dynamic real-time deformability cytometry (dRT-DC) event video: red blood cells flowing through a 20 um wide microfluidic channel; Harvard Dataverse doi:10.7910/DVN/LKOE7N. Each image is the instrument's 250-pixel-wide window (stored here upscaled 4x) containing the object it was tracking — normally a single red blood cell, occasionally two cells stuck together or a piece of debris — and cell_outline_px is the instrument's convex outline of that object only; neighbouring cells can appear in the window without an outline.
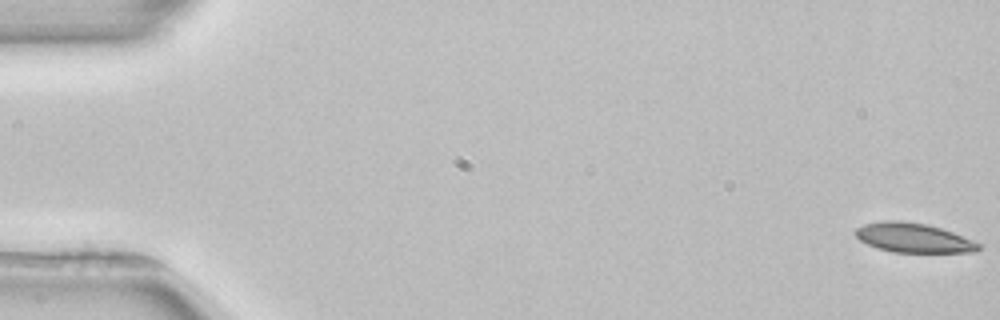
{"species": "common noctule bat (a hibernating species)", "species_latin": "Nyctalus noctula", "temperature_condition": "room temperature", "stored_images_in_passage": 54, "camera_frame_rate_fps": 3000, "um_per_image_px": 0.085, "animal": {"sex": "female", "body_mass_g": 22.7, "forearm_length_mm": 54.2}, "frame": {"image": 1, "passage_image": 1, "time_ms": 0.0, "image_size_px": [1000, 320], "cell_outline_px": [[980, 248], [976, 252], [892, 252], [876, 248], [860, 240], [856, 236], [856, 228], [864, 224], [884, 220], [900, 220], [924, 224], [940, 228], [952, 232], [980, 244]], "centroid_in_image_um": [77.61, 20.21], "position_along_channel_um": 7.4, "area_um2": 20.87}}
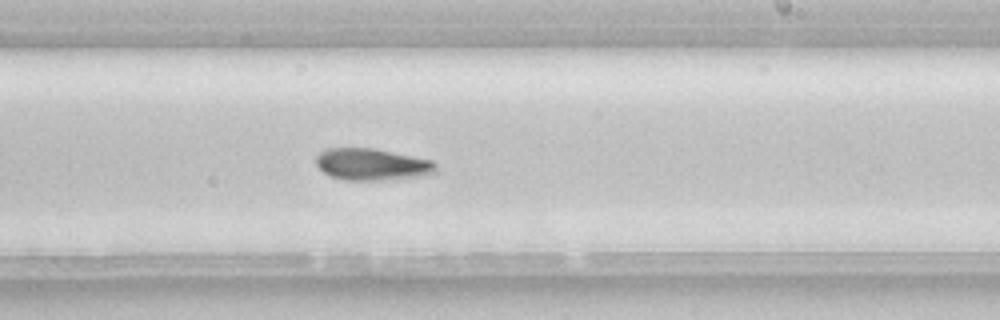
{"frame": {"image": 2, "passage_image": 32, "time_ms": 10.333, "image_size_px": [1000, 320], "cell_outline_px": [[436, 172], [424, 176], [376, 180], [344, 180], [332, 176], [324, 172], [316, 164], [316, 156], [324, 148], [376, 148], [432, 160], [436, 164]], "centroid_in_image_um": [31.62, 13.96], "position_along_channel_um": 257.4, "area_um2": 22.25}}